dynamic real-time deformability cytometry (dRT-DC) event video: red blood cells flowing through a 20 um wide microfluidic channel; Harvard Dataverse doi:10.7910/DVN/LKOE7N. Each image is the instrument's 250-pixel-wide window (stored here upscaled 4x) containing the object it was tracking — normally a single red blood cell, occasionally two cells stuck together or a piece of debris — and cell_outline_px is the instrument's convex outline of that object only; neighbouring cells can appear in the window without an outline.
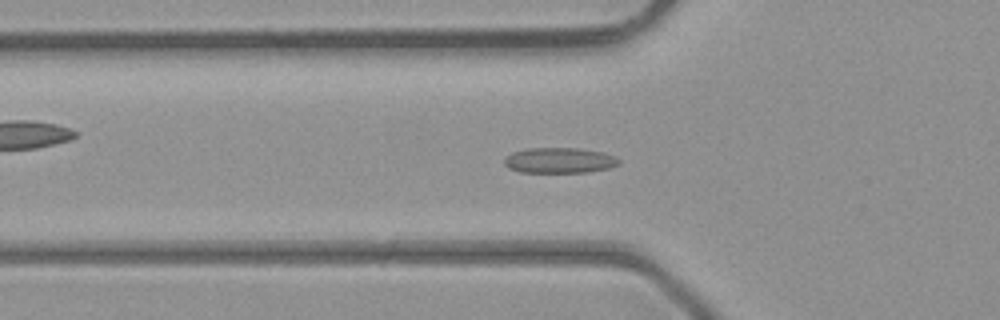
{"species": "common noctule bat (a hibernating species)", "species_latin": "Nyctalus noctula", "temperature_condition": "room temperature", "stored_images_in_passage": 45, "camera_frame_rate_fps": 3000, "um_per_image_px": 0.085, "animal": {"sex": "male", "body_mass_g": 23.1, "forearm_length_mm": 52.7}, "frame": {"image": 1, "passage_image": 14, "time_ms": 4.333, "image_size_px": [1000, 320], "cell_outline_px": [[620, 164], [608, 168], [588, 172], [520, 172], [508, 168], [504, 164], [504, 160], [512, 152], [524, 148], [580, 148], [604, 152], [620, 160]], "centroid_in_image_um": [47.54, 13.63], "position_along_channel_um": 78.3, "area_um2": 17.05}}
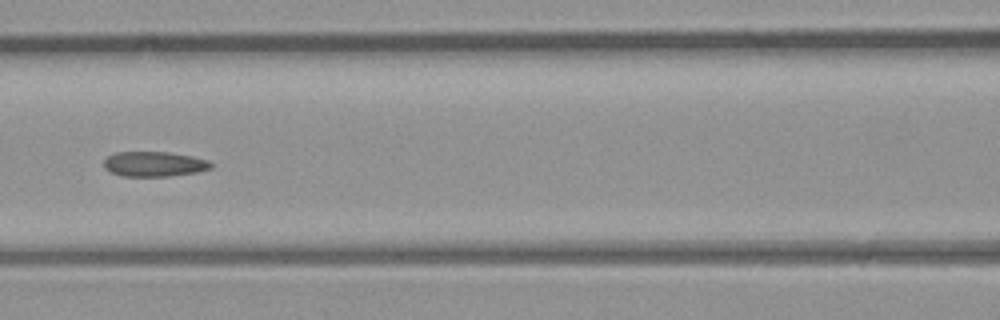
{"frame": {"image": 2, "passage_image": 19, "time_ms": 6.0, "image_size_px": [1000, 320], "cell_outline_px": [[216, 164], [212, 168], [196, 172], [168, 176], [124, 176], [112, 172], [104, 168], [104, 160], [108, 156], [116, 152], [168, 152], [192, 156], [208, 160]], "centroid_in_image_um": [13.14, 13.94], "position_along_channel_um": 153.5, "area_um2": 15.61}}
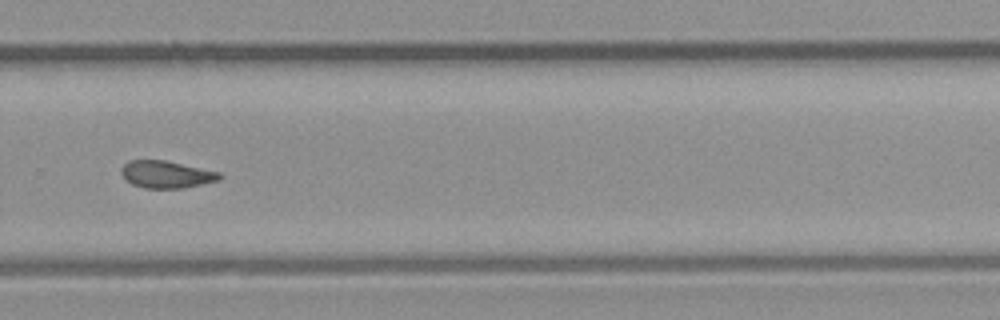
{"frame": {"image": 3, "passage_image": 30, "time_ms": 9.667, "image_size_px": [1000, 320], "cell_outline_px": [[224, 176], [220, 180], [184, 188], [144, 188], [132, 184], [120, 172], [120, 168], [128, 160], [164, 160], [220, 172]], "centroid_in_image_um": [14.16, 14.82], "position_along_channel_um": 315.6, "area_um2": 15.61}, "authors_computed_cell_mechanics": {"area_um2": 16.0684, "velocity_mm_per_s": 4.4511, "shape_relaxation_time_tau1_ms": null, "shape_relaxation_time_tau2_ms": 2.3155, "deformation_change_tau1": null, "deformation_change_tau2": 0.0767}}